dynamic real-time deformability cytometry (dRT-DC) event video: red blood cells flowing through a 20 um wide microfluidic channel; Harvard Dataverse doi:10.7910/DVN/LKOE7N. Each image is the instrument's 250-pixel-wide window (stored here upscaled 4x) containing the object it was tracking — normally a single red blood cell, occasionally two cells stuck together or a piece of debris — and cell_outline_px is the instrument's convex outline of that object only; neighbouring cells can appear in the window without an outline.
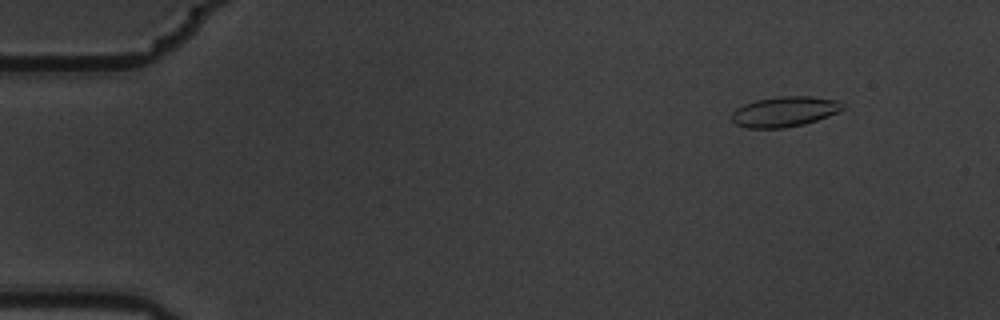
{"species": "common noctule bat (a hibernating species)", "species_latin": "Nyctalus noctula", "temperature_condition": "warm", "stored_images_in_passage": 5, "camera_frame_rate_fps": 3000, "um_per_image_px": 0.085, "animal": {"sex": "male", "body_mass_g": 19.5, "forearm_length_mm": 54.6}, "frame": {"image": 1, "passage_image": 1, "time_ms": 0.0, "image_size_px": [1000, 320], "cell_outline_px": [[844, 108], [828, 116], [804, 124], [784, 128], [748, 128], [736, 124], [732, 120], [732, 112], [736, 108], [744, 104], [756, 100], [780, 96], [808, 96], [840, 100], [844, 104]], "centroid_in_image_um": [66.69, 9.48], "position_along_channel_um": 18.3, "area_um2": 19.54}}